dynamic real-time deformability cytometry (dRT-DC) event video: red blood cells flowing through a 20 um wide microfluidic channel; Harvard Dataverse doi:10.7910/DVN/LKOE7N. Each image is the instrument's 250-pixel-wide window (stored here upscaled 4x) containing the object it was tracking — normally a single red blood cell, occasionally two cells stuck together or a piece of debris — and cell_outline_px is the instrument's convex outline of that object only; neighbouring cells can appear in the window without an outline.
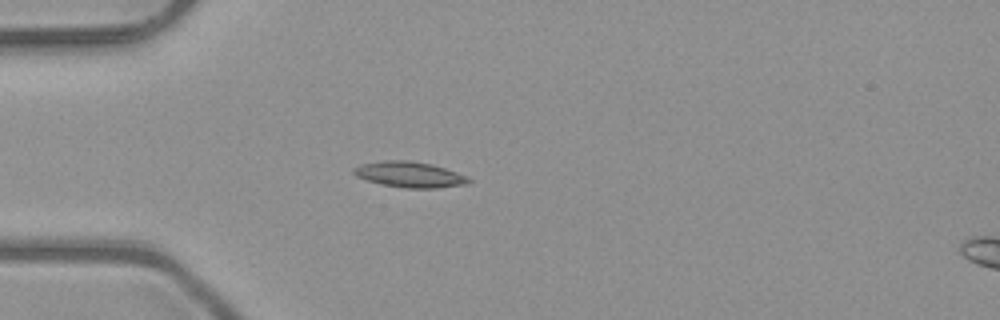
{"species": "common noctule bat (a hibernating species)", "species_latin": "Nyctalus noctula", "temperature_condition": "room temperature", "stored_images_in_passage": 5, "camera_frame_rate_fps": 3000, "um_per_image_px": 0.085, "animal": {"sex": "male", "body_mass_g": 23.1, "forearm_length_mm": 52.7}, "frame": {"image": 1, "passage_image": 5, "time_ms": 1.333, "image_size_px": [1000, 320], "cell_outline_px": [[472, 180], [468, 184], [436, 188], [404, 188], [384, 184], [368, 180], [356, 176], [352, 172], [352, 168], [360, 164], [384, 160], [408, 160], [432, 164], [468, 176]], "centroid_in_image_um": [34.82, 14.83], "position_along_channel_um": 50.2, "area_um2": 17.22}}